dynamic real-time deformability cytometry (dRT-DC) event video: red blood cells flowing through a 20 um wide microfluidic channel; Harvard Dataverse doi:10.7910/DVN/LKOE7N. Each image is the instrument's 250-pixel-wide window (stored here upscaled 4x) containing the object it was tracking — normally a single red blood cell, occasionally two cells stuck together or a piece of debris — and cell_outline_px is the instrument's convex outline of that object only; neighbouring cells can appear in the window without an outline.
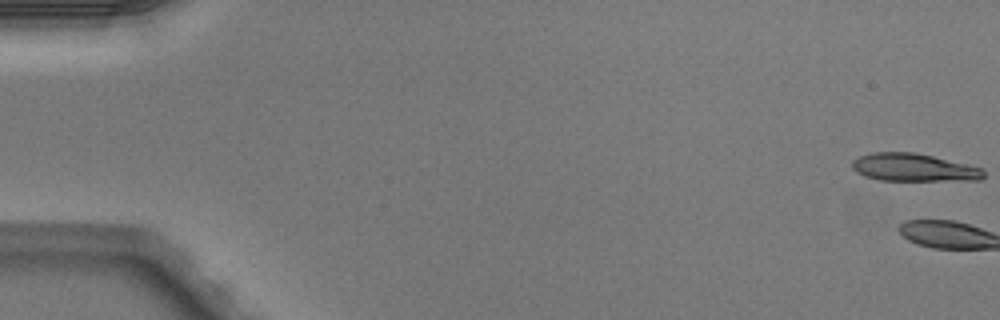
{"species": "Egyptian fruit bat (a non-hibernating species)", "species_latin": "Rousettus aegyptiacus", "temperature_condition": "warm", "stored_images_in_passage": 6, "segment_of_instrument_passage": [2, 2], "camera_frame_rate_fps": 3000, "um_per_image_px": 0.085, "animal": {"sex": "male"}, "frame": {"image": 1, "passage_image": 6, "time_ms": 1.667, "image_size_px": [1000, 320], "cell_outline_px": [[984, 176], [980, 180], [880, 180], [864, 176], [856, 172], [852, 168], [852, 160], [860, 156], [872, 152], [912, 152], [932, 156], [968, 164], [984, 168]], "centroid_in_image_um": [77.66, 14.23], "position_along_channel_um": 7.3, "area_um2": 21.27}}